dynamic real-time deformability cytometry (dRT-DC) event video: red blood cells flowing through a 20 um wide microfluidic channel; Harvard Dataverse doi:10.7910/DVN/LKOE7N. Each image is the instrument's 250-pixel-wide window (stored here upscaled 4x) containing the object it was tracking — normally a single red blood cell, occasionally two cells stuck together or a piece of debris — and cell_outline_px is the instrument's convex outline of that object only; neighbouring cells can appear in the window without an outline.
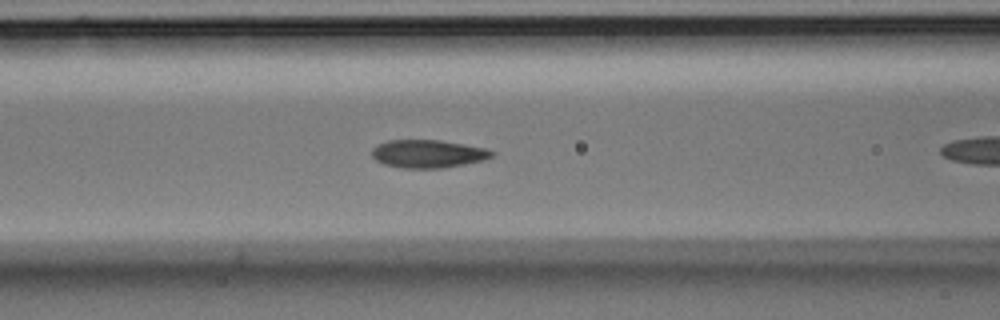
{"species": "Egyptian fruit bat (a non-hibernating species)", "species_latin": "Rousettus aegyptiacus", "temperature_condition": "room temperature", "stored_images_in_passage": 11, "camera_frame_rate_fps": 3000, "um_per_image_px": 0.085, "animal": {"sex": "male"}, "frame": {"image": 1, "passage_image": 7, "time_ms": 2.0, "image_size_px": [1000, 320], "cell_outline_px": [[496, 152], [492, 156], [484, 160], [464, 164], [440, 168], [404, 168], [384, 164], [376, 160], [372, 156], [372, 148], [376, 144], [388, 140], [440, 140], [484, 148]], "centroid_in_image_um": [36.35, 13.07], "position_along_channel_um": 130.3, "area_um2": 19.48}}
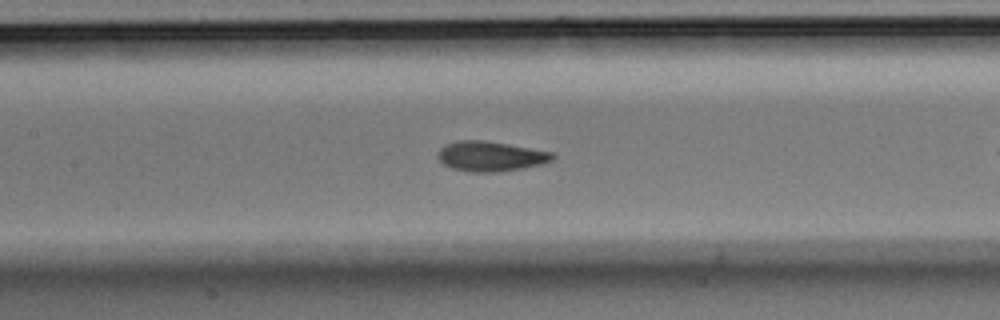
{"frame": {"image": 2, "passage_image": 10, "time_ms": 3.0, "image_size_px": [1000, 320], "cell_outline_px": [[556, 156], [552, 160], [544, 164], [524, 168], [500, 172], [472, 172], [452, 168], [444, 164], [440, 160], [440, 148], [448, 144], [460, 140], [484, 140], [508, 144], [552, 152]], "centroid_in_image_um": [41.76, 13.29], "position_along_channel_um": 165.6, "area_um2": 19.88}}